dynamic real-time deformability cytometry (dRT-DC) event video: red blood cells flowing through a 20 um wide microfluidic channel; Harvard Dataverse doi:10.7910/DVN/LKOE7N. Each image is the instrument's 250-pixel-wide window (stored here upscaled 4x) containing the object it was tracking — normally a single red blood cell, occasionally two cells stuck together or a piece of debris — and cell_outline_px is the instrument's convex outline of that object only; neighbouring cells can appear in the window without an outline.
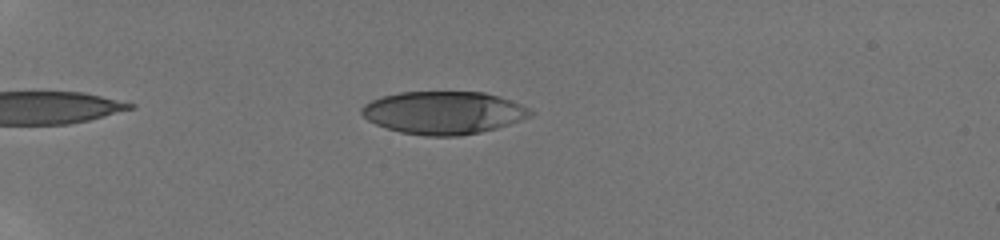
{"species": "human", "species_latin": "Homo sapiens", "temperature_condition": "room temperature", "stored_images_in_passage": 48, "camera_frame_rate_fps": 3000, "um_per_image_px": 0.085, "donor": {"sex": "male"}, "frame": {"image": 1, "passage_image": 10, "time_ms": 3.0, "image_size_px": [1000, 240], "cell_outline_px": [[532, 116], [496, 128], [480, 132], [460, 136], [424, 136], [400, 132], [376, 124], [368, 120], [360, 112], [360, 108], [364, 104], [380, 96], [400, 92], [484, 92], [500, 96], [512, 100], [528, 108], [532, 112]], "centroid_in_image_um": [37.68, 9.57], "position_along_channel_um": 47.3, "area_um2": 42.08}}
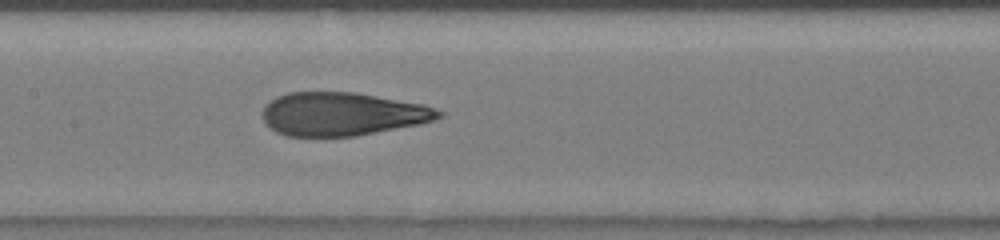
{"frame": {"image": 2, "passage_image": 24, "time_ms": 7.667, "image_size_px": [1000, 240], "cell_outline_px": [[444, 116], [420, 124], [356, 136], [284, 136], [276, 132], [264, 124], [264, 104], [276, 96], [288, 92], [356, 92], [424, 104], [444, 112]], "centroid_in_image_um": [29.08, 9.69], "position_along_channel_um": 178.3, "area_um2": 44.74}}
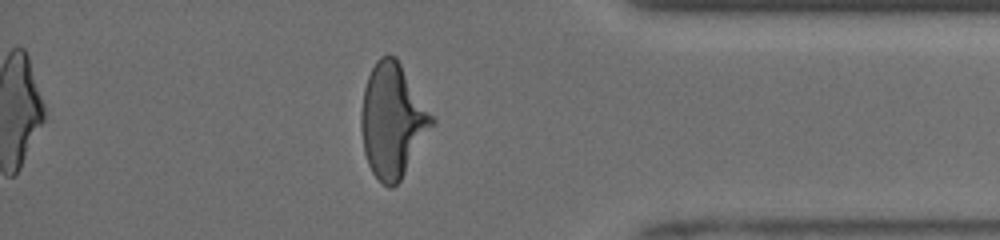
{"frame": {"image": 3, "passage_image": 42, "time_ms": 13.667, "image_size_px": [1000, 240], "cell_outline_px": [[436, 124], [400, 180], [392, 188], [388, 188], [372, 172], [368, 164], [364, 152], [360, 128], [360, 112], [364, 88], [368, 76], [376, 60], [380, 56], [388, 52], [396, 56], [436, 120]], "centroid_in_image_um": [33.37, 10.22], "position_along_channel_um": 401.8, "area_um2": 47.34}, "authors_computed_cell_mechanics": {"area_um2": 44.9684, "velocity_mm_per_s": 3.9603, "shape_relaxation_time_tau1_ms": 5.4165, "shape_relaxation_time_tau2_ms": 0.73, "deformation_change_tau1": 0.2303, "deformation_change_tau2": 0.0802}}